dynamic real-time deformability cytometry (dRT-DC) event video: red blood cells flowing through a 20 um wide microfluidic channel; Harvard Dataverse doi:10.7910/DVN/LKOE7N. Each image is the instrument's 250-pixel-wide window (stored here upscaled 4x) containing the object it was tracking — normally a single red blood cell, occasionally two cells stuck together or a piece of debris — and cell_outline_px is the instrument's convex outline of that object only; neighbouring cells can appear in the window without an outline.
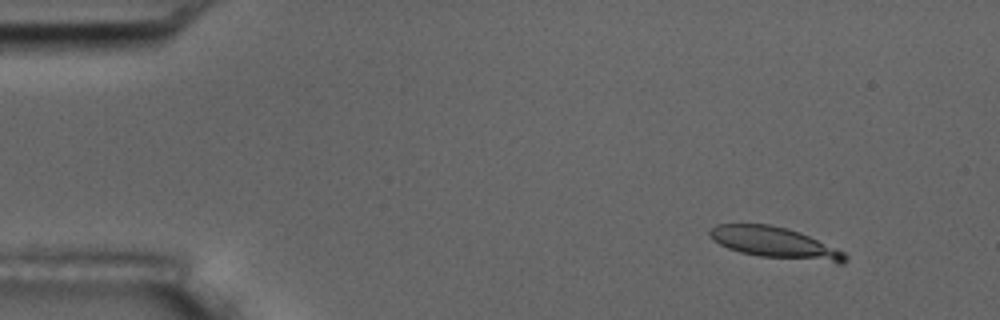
{"species": "common noctule bat (a hibernating species)", "species_latin": "Nyctalus noctula", "temperature_condition": "room temperature", "stored_images_in_passage": 12, "camera_frame_rate_fps": 3000, "um_per_image_px": 0.085, "animal": {"sex": "male", "body_mass_g": 17.5, "forearm_length_mm": 52.3}, "frame": {"image": 1, "passage_image": 7, "time_ms": 2.0, "image_size_px": [1000, 320], "cell_outline_px": [[848, 260], [844, 264], [836, 264], [760, 256], [740, 252], [728, 248], [712, 240], [708, 236], [708, 232], [716, 224], [768, 224], [788, 228], [808, 236], [844, 252], [848, 256]], "centroid_in_image_um": [65.89, 20.66], "position_along_channel_um": 19.1, "area_um2": 24.74}}